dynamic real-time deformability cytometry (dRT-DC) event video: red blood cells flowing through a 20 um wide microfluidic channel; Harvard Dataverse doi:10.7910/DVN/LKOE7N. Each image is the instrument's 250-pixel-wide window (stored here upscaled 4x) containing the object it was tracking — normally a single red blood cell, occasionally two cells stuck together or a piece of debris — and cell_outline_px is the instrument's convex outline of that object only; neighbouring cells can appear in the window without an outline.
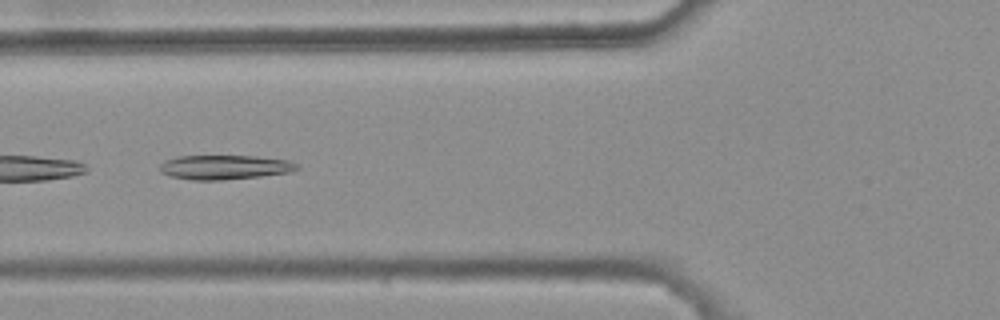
{"species": "common noctule bat (a hibernating species)", "species_latin": "Nyctalus noctula", "temperature_condition": "warm", "stored_images_in_passage": 6, "camera_frame_rate_fps": 3000, "um_per_image_px": 0.085, "animal": {"sex": "female", "body_mass_g": 25.1}, "frame": {"image": 1, "passage_image": 4, "time_ms": 1.0, "image_size_px": [1000, 320], "cell_outline_px": [[300, 168], [292, 172], [260, 176], [224, 180], [192, 180], [172, 176], [160, 172], [160, 164], [164, 160], [176, 156], [256, 156], [288, 160], [296, 164]], "centroid_in_image_um": [19.09, 14.21], "position_along_channel_um": 106.7, "area_um2": 19.54}}
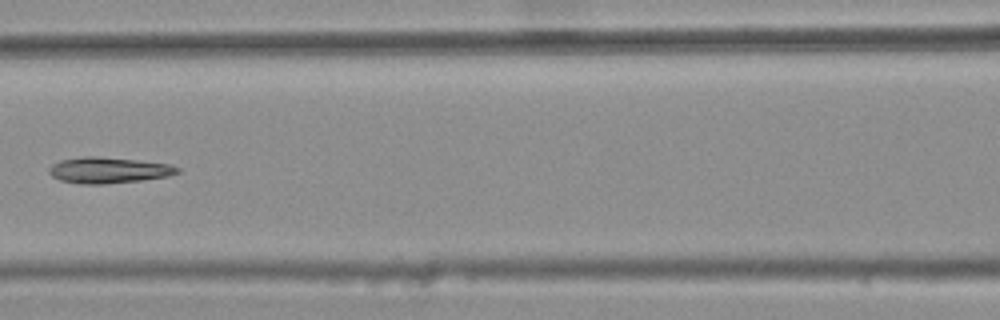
{"frame": {"image": 2, "passage_image": 5, "time_ms": 1.333, "image_size_px": [1000, 320], "cell_outline_px": [[180, 172], [168, 176], [140, 180], [104, 184], [80, 184], [60, 180], [52, 176], [48, 172], [48, 168], [52, 164], [60, 160], [84, 156], [96, 156], [136, 160], [168, 164], [180, 168]], "centroid_in_image_um": [9.18, 14.46], "position_along_channel_um": 157.4, "area_um2": 19.36}}
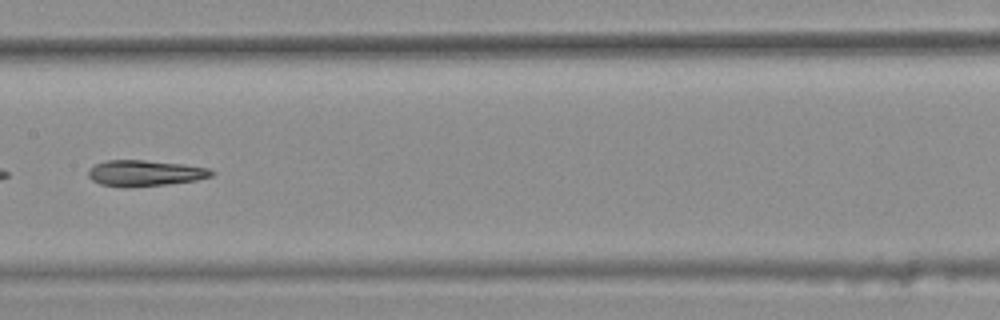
{"frame": {"image": 3, "passage_image": 6, "time_ms": 1.667, "image_size_px": [1000, 320], "cell_outline_px": [[216, 172], [212, 176], [196, 180], [164, 184], [100, 184], [92, 180], [88, 176], [88, 168], [104, 160], [144, 160], [180, 164], [208, 168]], "centroid_in_image_um": [12.34, 14.66], "position_along_channel_um": 195.1, "area_um2": 17.69}}